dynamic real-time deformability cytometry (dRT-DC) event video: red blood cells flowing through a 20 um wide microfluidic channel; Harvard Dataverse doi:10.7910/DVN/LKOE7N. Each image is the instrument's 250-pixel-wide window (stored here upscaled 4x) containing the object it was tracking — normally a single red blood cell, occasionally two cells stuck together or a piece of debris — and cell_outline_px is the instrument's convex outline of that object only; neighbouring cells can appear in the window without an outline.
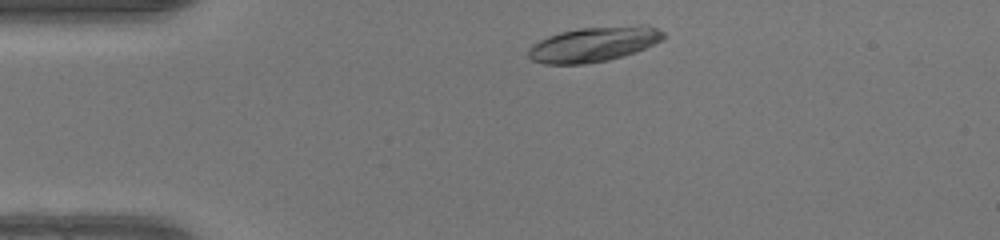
{"species": "human", "species_latin": "Homo sapiens", "temperature_condition": "warm", "stored_images_in_passage": 36, "camera_frame_rate_fps": 3000, "um_per_image_px": 0.085, "donor": {"sex": "female"}, "frame": {"image": 1, "passage_image": 3, "time_ms": 0.667, "image_size_px": [1000, 240], "cell_outline_px": [[664, 40], [636, 52], [624, 56], [608, 60], [584, 64], [544, 64], [532, 60], [528, 56], [528, 48], [532, 44], [548, 36], [560, 32], [580, 28], [644, 24], [656, 28], [664, 32]], "centroid_in_image_um": [50.49, 3.76], "position_along_channel_um": 34.5, "area_um2": 27.74}}
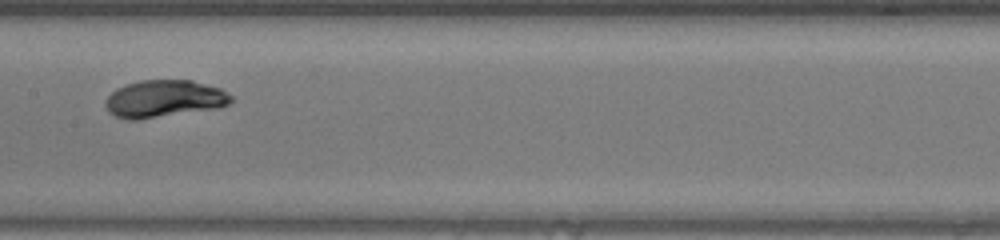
{"frame": {"image": 2, "passage_image": 18, "time_ms": 5.667, "image_size_px": [1000, 240], "cell_outline_px": [[236, 100], [220, 108], [136, 120], [128, 120], [116, 116], [108, 112], [104, 104], [104, 100], [116, 88], [140, 80], [192, 80], [220, 88], [232, 96]], "centroid_in_image_um": [13.97, 8.4], "position_along_channel_um": 193.4, "area_um2": 27.51}}
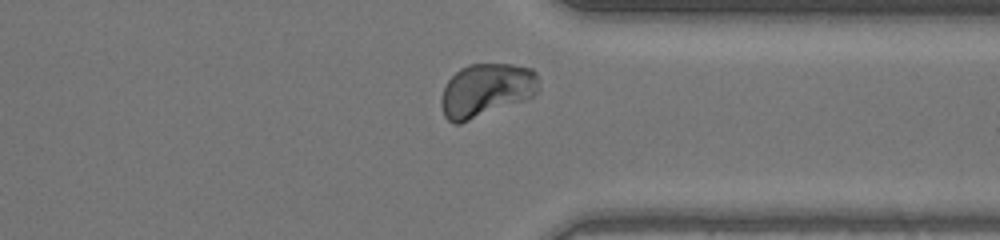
{"frame": {"image": 3, "passage_image": 31, "time_ms": 10.0, "image_size_px": [1000, 240], "cell_outline_px": [[536, 96], [528, 100], [460, 124], [452, 124], [444, 116], [440, 100], [444, 88], [448, 80], [460, 68], [468, 64], [512, 64], [532, 68], [536, 72]], "centroid_in_image_um": [41.32, 7.69], "position_along_channel_um": 370.1, "area_um2": 30.63}, "authors_computed_cell_mechanics": {"area_um2": 27.1082, "velocity_mm_per_s": 4.0994, "shape_relaxation_time_tau1_ms": 1.8315, "shape_relaxation_time_tau2_ms": null, "deformation_change_tau1": 0.1546, "deformation_change_tau2": null}}